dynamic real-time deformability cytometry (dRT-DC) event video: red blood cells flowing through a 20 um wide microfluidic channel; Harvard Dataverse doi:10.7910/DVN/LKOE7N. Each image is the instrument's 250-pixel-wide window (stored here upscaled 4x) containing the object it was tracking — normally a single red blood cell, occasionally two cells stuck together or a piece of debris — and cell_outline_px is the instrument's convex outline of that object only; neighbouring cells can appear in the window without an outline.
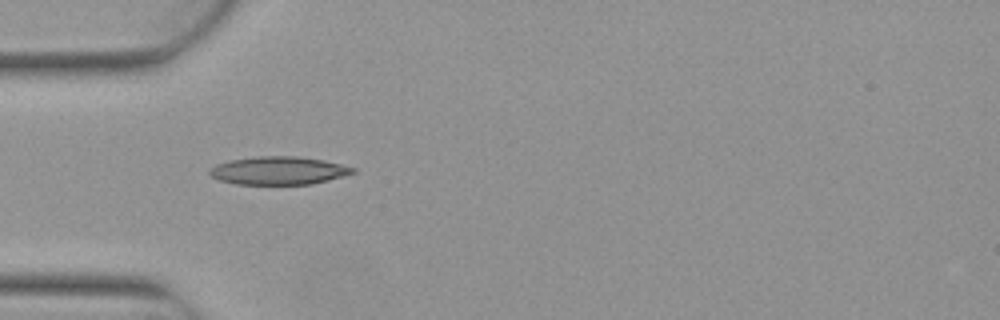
{"species": "Egyptian fruit bat (a non-hibernating species)", "species_latin": "Rousettus aegyptiacus", "temperature_condition": "warm", "stored_images_in_passage": 6, "camera_frame_rate_fps": 3000, "um_per_image_px": 0.085, "animal": {"sex": "female"}, "frame": {"image": 1, "passage_image": 2, "time_ms": 0.333, "image_size_px": [1000, 320], "cell_outline_px": [[356, 172], [312, 184], [236, 184], [220, 180], [212, 176], [208, 172], [208, 168], [216, 164], [228, 160], [256, 156], [296, 156], [324, 160], [356, 168]], "centroid_in_image_um": [23.64, 14.49], "position_along_channel_um": 61.4, "area_um2": 23.41}}
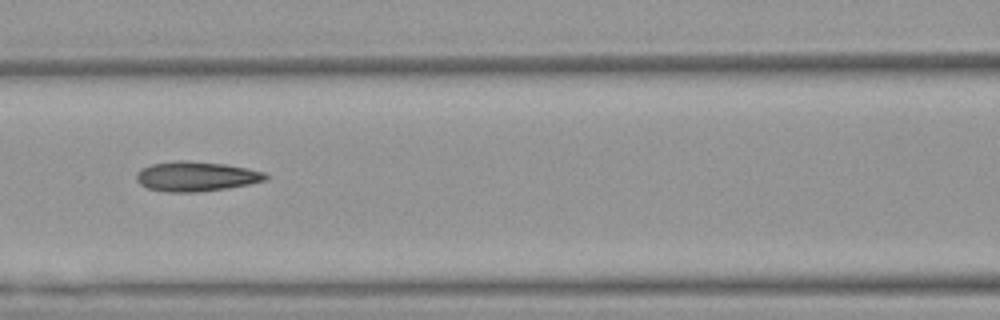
{"frame": {"image": 2, "passage_image": 4, "time_ms": 1.0, "image_size_px": [1000, 320], "cell_outline_px": [[268, 180], [228, 188], [200, 192], [164, 192], [148, 188], [140, 184], [136, 180], [136, 172], [140, 168], [152, 164], [176, 160], [184, 160], [224, 164], [248, 168], [264, 172], [268, 176]], "centroid_in_image_um": [16.65, 14.99], "position_along_channel_um": 150.0, "area_um2": 22.6}}
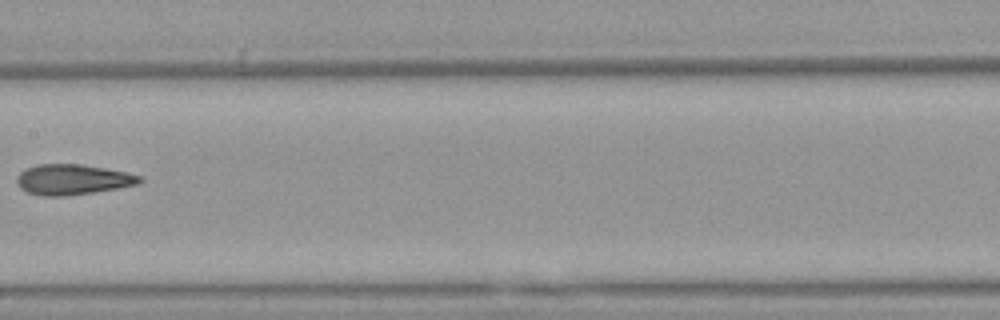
{"frame": {"image": 3, "passage_image": 5, "time_ms": 1.333, "image_size_px": [1000, 320], "cell_outline_px": [[144, 180], [136, 184], [116, 188], [68, 196], [40, 196], [28, 192], [20, 188], [16, 180], [16, 176], [20, 172], [36, 164], [80, 164], [104, 168], [144, 176]], "centroid_in_image_um": [6.15, 15.26], "position_along_channel_um": 201.3, "area_um2": 21.68}}